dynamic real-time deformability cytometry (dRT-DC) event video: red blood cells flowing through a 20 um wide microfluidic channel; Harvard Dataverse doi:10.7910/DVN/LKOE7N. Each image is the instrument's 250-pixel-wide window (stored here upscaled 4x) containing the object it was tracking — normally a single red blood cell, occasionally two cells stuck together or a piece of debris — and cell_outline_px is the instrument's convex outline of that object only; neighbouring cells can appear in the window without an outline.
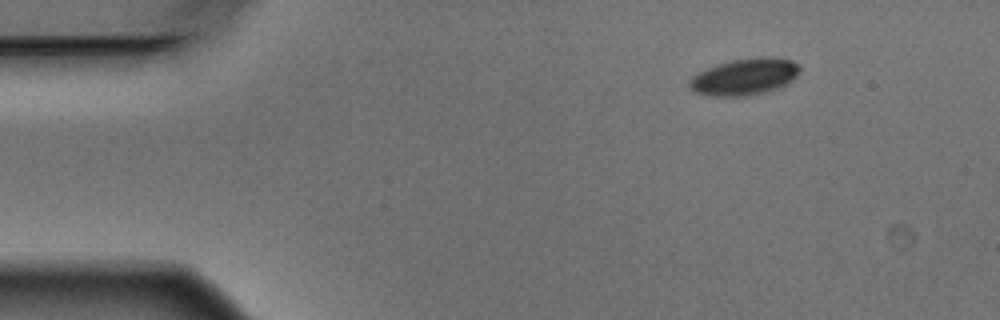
{"species": "Egyptian fruit bat (a non-hibernating species)", "species_latin": "Rousettus aegyptiacus", "temperature_condition": "warm", "stored_images_in_passage": 2, "camera_frame_rate_fps": 3000, "um_per_image_px": 0.085, "animal": {"sex": "male"}, "frame": {"image": 1, "passage_image": 2, "time_ms": 0.333, "image_size_px": [1000, 320], "cell_outline_px": [[800, 72], [792, 80], [776, 88], [764, 92], [744, 96], [712, 96], [692, 92], [688, 84], [688, 80], [692, 76], [716, 64], [732, 60], [792, 60], [800, 68]], "centroid_in_image_um": [63.18, 6.58], "position_along_channel_um": 21.8, "area_um2": 22.54}}